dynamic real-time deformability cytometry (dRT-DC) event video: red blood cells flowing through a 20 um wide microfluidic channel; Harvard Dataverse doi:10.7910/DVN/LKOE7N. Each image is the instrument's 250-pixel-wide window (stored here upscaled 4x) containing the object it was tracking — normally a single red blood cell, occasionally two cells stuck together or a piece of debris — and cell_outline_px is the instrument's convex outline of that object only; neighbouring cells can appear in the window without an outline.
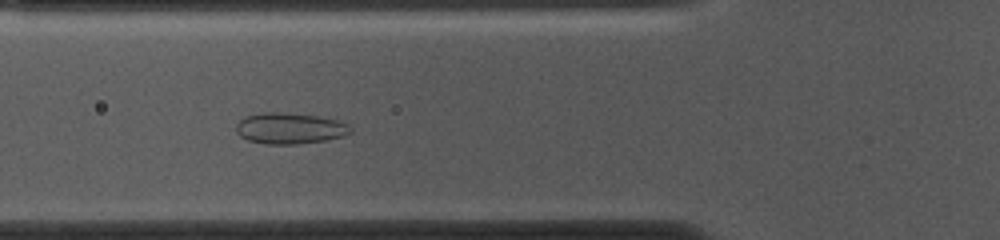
{"species": "common noctule bat (a hibernating species)", "species_latin": "Nyctalus noctula", "temperature_condition": "cold", "stored_images_in_passage": 54, "segment_of_instrument_passage": [1, 2], "camera_frame_rate_fps": 3000, "um_per_image_px": 0.085, "animal": {"sex": "female", "body_mass_g": 10.0, "forearm_length_mm": 53.1}, "frame": {"image": 1, "passage_image": 18, "time_ms": 5.667, "image_size_px": [1000, 240], "cell_outline_px": [[352, 132], [344, 136], [328, 140], [296, 144], [264, 144], [248, 140], [240, 136], [236, 132], [236, 124], [244, 116], [264, 112], [276, 112], [316, 116], [336, 120], [348, 124], [352, 128]], "centroid_in_image_um": [24.62, 10.92], "position_along_channel_um": 101.2, "area_um2": 20.75}}
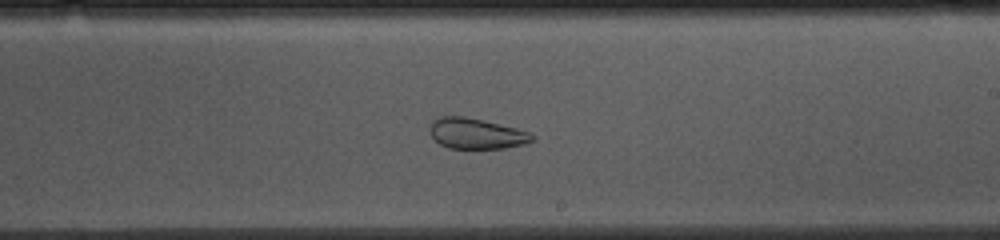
{"frame": {"image": 2, "passage_image": 30, "time_ms": 9.667, "image_size_px": [1000, 240], "cell_outline_px": [[536, 140], [524, 144], [504, 148], [448, 148], [440, 144], [432, 136], [432, 120], [440, 116], [464, 116], [484, 120], [532, 132], [536, 136]], "centroid_in_image_um": [40.56, 11.35], "position_along_channel_um": 248.4, "area_um2": 18.26}}
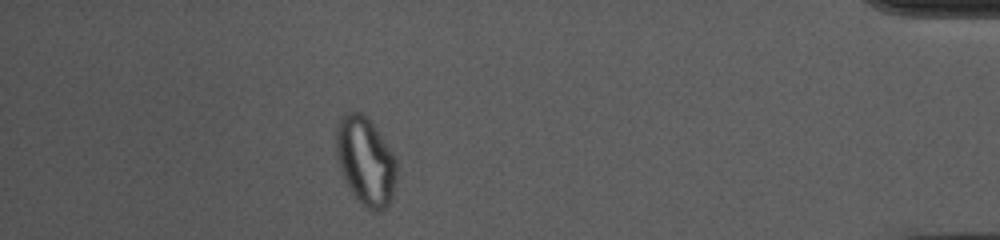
{"frame": {"image": 3, "passage_image": 47, "time_ms": 15.333, "image_size_px": [1000, 240], "cell_outline_px": [[396, 180], [392, 200], [380, 212], [376, 212], [360, 204], [348, 188], [344, 180], [336, 156], [336, 120], [344, 112], [356, 108], [368, 116], [376, 128], [396, 160]], "centroid_in_image_um": [31.03, 13.64], "position_along_channel_um": 404.2, "area_um2": 31.73}}